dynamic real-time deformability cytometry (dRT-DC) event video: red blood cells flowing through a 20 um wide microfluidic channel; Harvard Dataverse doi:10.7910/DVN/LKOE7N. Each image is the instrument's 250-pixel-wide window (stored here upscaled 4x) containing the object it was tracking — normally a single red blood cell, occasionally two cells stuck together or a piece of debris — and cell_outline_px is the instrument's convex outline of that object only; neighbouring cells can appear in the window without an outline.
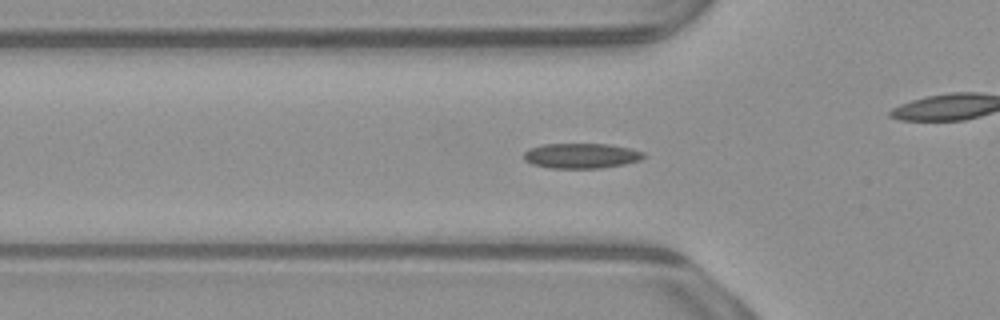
{"species": "common noctule bat (a hibernating species)", "species_latin": "Nyctalus noctula", "temperature_condition": "warm", "stored_images_in_passage": 53, "camera_frame_rate_fps": 3000, "um_per_image_px": 0.085, "animal": {"sex": "male", "body_mass_g": 23.1, "forearm_length_mm": 52.7}, "frame": {"image": 1, "passage_image": 17, "time_ms": 5.333, "image_size_px": [1000, 320], "cell_outline_px": [[648, 156], [640, 160], [624, 164], [600, 168], [552, 168], [532, 164], [524, 160], [524, 152], [528, 148], [544, 144], [608, 144], [628, 148], [644, 152]], "centroid_in_image_um": [49.41, 13.24], "position_along_channel_um": 76.4, "area_um2": 17.57}}
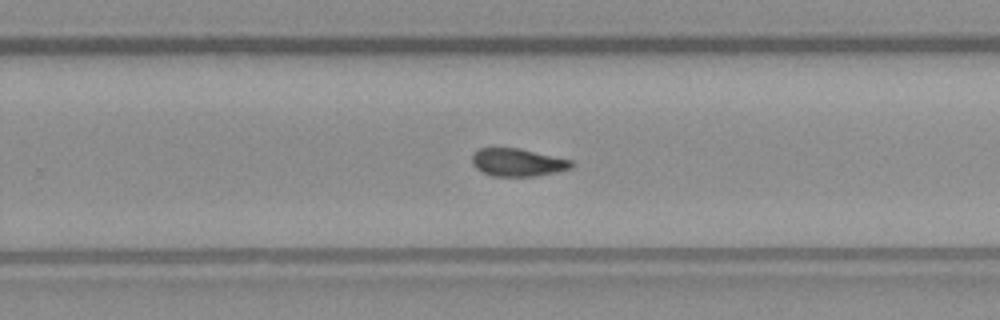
{"frame": {"image": 2, "passage_image": 33, "time_ms": 10.667, "image_size_px": [1000, 320], "cell_outline_px": [[572, 168], [556, 172], [536, 176], [492, 176], [476, 168], [472, 164], [472, 156], [476, 148], [520, 148], [572, 160]], "centroid_in_image_um": [43.99, 13.8], "position_along_channel_um": 285.8, "area_um2": 16.13}}
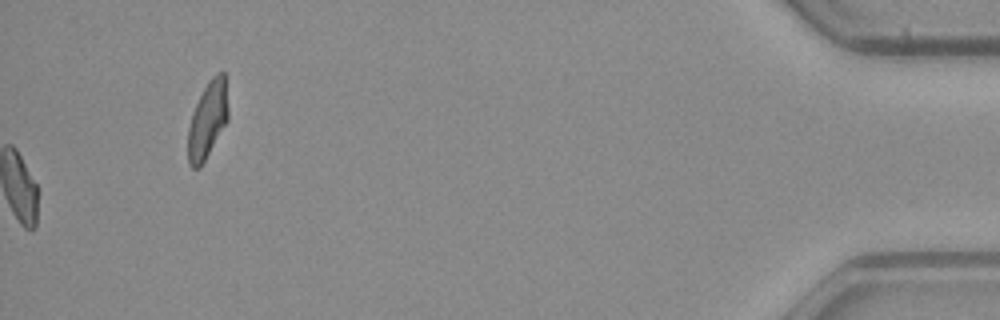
{"frame": {"image": 3, "passage_image": 53, "time_ms": 17.333, "image_size_px": [1000, 320], "cell_outline_px": [[228, 120], [200, 168], [192, 168], [188, 164], [188, 128], [192, 112], [208, 80], [216, 72], [224, 72], [228, 108]], "centroid_in_image_um": [17.64, 10.2], "position_along_channel_um": 417.6, "area_um2": 17.92}, "authors_computed_cell_mechanics": {"area_um2": 16.5886, "velocity_mm_per_s": 3.9186, "shape_relaxation_time_tau1_ms": 8.567, "shape_relaxation_time_tau2_ms": 2.9306, "deformation_change_tau1": 0.1755, "deformation_change_tau2": 0.0776}}